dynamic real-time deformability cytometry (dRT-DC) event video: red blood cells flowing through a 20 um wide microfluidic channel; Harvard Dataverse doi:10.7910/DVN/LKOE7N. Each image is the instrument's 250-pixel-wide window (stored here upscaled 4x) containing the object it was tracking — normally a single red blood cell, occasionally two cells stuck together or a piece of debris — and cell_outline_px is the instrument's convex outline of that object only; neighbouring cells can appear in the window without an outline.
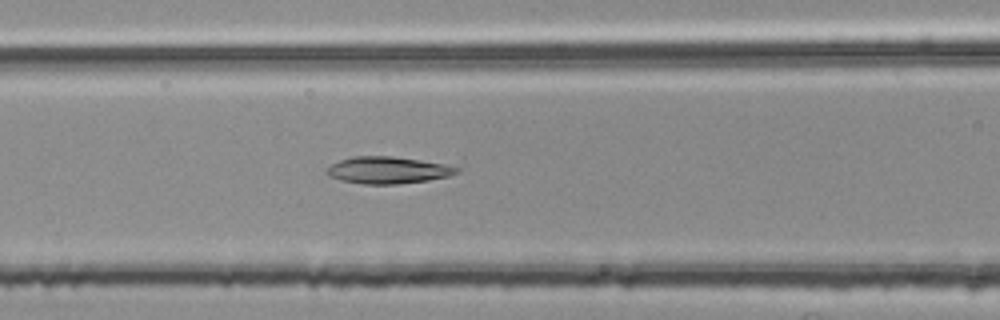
{"species": "common noctule bat (a hibernating species)", "species_latin": "Nyctalus noctula", "temperature_condition": "room temperature", "stored_images_in_passage": 32, "camera_frame_rate_fps": 3000, "um_per_image_px": 0.085, "animal": {"sex": "female", "body_mass_g": 25.1}, "frame": {"image": 1, "passage_image": 7, "time_ms": 2.0, "image_size_px": [1000, 320], "cell_outline_px": [[460, 172], [452, 176], [428, 180], [400, 184], [364, 184], [340, 180], [328, 176], [324, 172], [332, 164], [340, 160], [352, 156], [392, 156], [420, 160], [444, 164], [460, 168]], "centroid_in_image_um": [32.98, 14.47], "position_along_channel_um": 133.6, "area_um2": 20.52}}
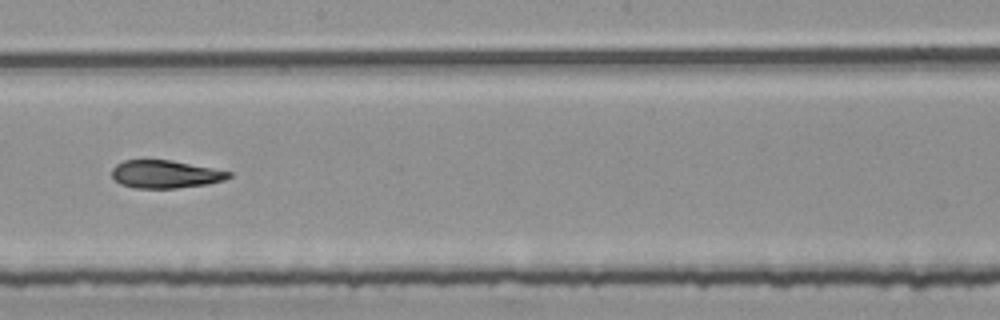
{"frame": {"image": 2, "passage_image": 15, "time_ms": 4.667, "image_size_px": [1000, 320], "cell_outline_px": [[232, 176], [224, 180], [208, 184], [176, 188], [136, 188], [120, 184], [112, 176], [112, 168], [116, 164], [124, 160], [172, 160], [232, 172]], "centroid_in_image_um": [14.05, 14.81], "position_along_channel_um": 234.1, "area_um2": 18.96}}
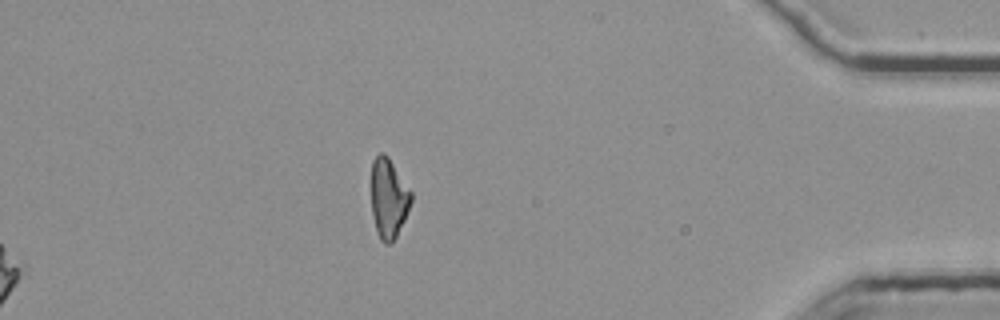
{"frame": {"image": 3, "passage_image": 32, "time_ms": 10.333, "image_size_px": [1000, 320], "cell_outline_px": [[412, 200], [404, 220], [392, 244], [384, 244], [380, 240], [376, 228], [372, 212], [372, 160], [380, 152], [384, 152], [388, 156], [412, 192]], "centroid_in_image_um": [33.04, 16.85], "position_along_channel_um": 402.2, "area_um2": 18.44}, "authors_computed_cell_mechanics": {"area_um2": 19.5653, "velocity_mm_per_s": 3.7815, "shape_relaxation_time_tau1_ms": 3.6961, "shape_relaxation_time_tau2_ms": 3.6788, "deformation_change_tau1": 0.1592, "deformation_change_tau2": 0.1134}}